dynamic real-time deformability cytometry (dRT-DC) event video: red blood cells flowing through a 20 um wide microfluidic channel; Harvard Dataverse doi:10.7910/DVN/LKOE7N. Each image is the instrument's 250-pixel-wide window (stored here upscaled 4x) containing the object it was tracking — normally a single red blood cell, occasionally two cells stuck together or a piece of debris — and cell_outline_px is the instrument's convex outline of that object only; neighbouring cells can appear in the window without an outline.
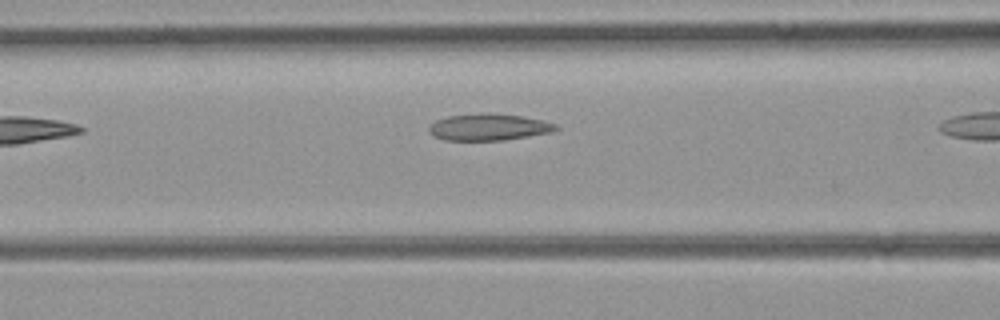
{"species": "common noctule bat (a hibernating species)", "species_latin": "Nyctalus noctula", "temperature_condition": "room temperature", "stored_images_in_passage": 7, "camera_frame_rate_fps": 3000, "um_per_image_px": 0.085, "animal": {"sex": "female", "body_mass_g": 21.9}, "frame": {"image": 1, "passage_image": 5, "time_ms": 1.333, "image_size_px": [1000, 320], "cell_outline_px": [[560, 128], [552, 132], [504, 140], [444, 140], [432, 136], [428, 132], [428, 128], [436, 120], [448, 116], [480, 112], [488, 112], [520, 116], [544, 120], [556, 124]], "centroid_in_image_um": [41.53, 10.79], "position_along_channel_um": 125.1, "area_um2": 19.94}}